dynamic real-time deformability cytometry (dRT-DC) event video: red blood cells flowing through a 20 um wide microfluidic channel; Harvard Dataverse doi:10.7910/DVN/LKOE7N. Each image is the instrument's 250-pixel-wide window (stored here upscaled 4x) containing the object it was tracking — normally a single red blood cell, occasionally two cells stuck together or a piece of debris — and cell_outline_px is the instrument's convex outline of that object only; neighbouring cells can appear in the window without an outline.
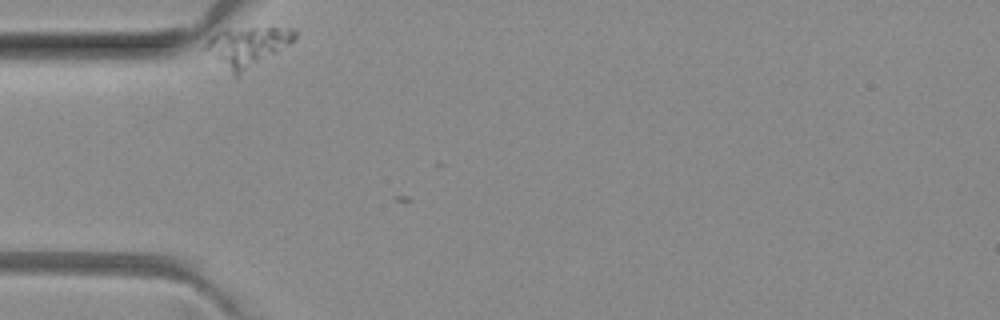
{"species": "common noctule bat (a hibernating species)", "species_latin": "Nyctalus noctula", "temperature_condition": "room temperature", "stored_images_in_passage": 5, "camera_frame_rate_fps": 3000, "um_per_image_px": 0.085, "animal": {"sex": "female", "body_mass_g": 29.2, "forearm_length_mm": 56.3}, "frame": {"image": 1, "passage_image": 1, "time_ms": 0.0, "image_size_px": [1000, 320], "cell_outline_px": [[296, 36], [288, 44], [240, 76], [236, 76], [204, 48], [204, 44], [212, 36], [224, 28], [296, 28]], "centroid_in_image_um": [21.02, 3.94], "position_along_channel_um": 64.0, "area_um2": 20.0}}
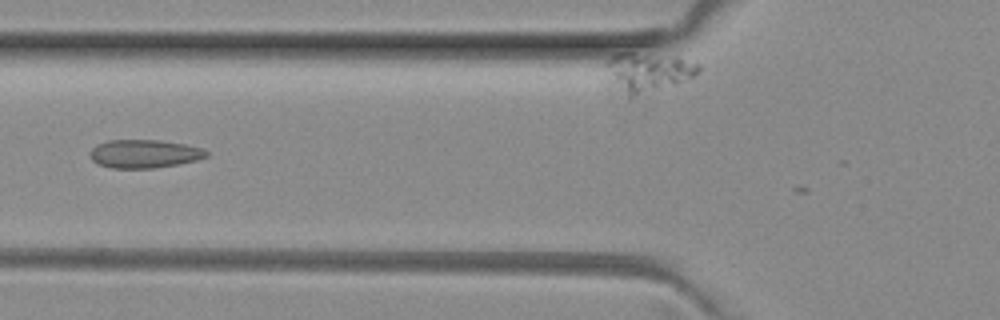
{"frame": {"image": 2, "passage_image": 2, "time_ms": 0.333, "image_size_px": [1000, 320], "cell_outline_px": [[208, 156], [196, 160], [180, 164], [156, 168], [112, 168], [96, 164], [92, 160], [92, 148], [96, 144], [108, 140], [160, 140], [184, 144], [200, 148], [208, 152]], "centroid_in_image_um": [12.26, 13.08], "position_along_channel_um": 113.5, "area_um2": 19.19}}